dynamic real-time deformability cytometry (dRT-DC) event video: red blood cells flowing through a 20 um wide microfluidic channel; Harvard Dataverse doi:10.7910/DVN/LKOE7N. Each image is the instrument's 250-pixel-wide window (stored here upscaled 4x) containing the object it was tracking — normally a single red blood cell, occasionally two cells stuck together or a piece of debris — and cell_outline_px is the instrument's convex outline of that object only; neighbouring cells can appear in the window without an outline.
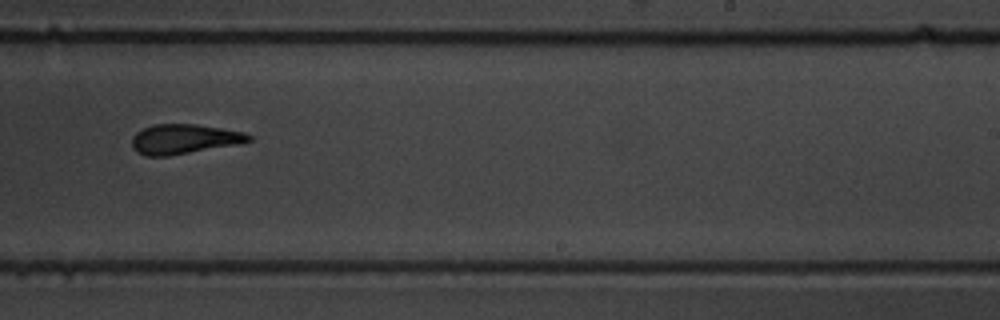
{"species": "common noctule bat (a hibernating species)", "species_latin": "Nyctalus noctula", "temperature_condition": "warm", "stored_images_in_passage": 11, "camera_frame_rate_fps": 3000, "um_per_image_px": 0.085, "animal": {"sex": "male", "body_mass_g": 19.5, "forearm_length_mm": 54.6}, "frame": {"image": 1, "passage_image": 10, "time_ms": 12.0, "image_size_px": [1000, 320], "cell_outline_px": [[252, 140], [236, 144], [168, 156], [148, 156], [136, 152], [132, 148], [132, 136], [136, 132], [152, 124], [196, 124], [244, 132], [252, 136]], "centroid_in_image_um": [15.6, 11.81], "position_along_channel_um": 273.4, "area_um2": 20.11}}
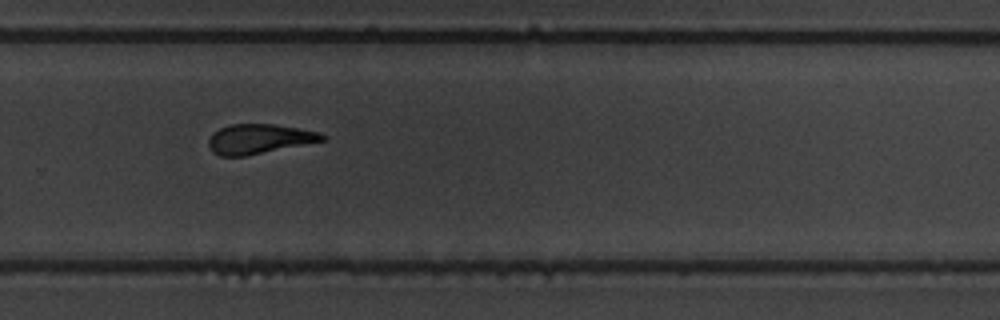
{"frame": {"image": 2, "passage_image": 11, "time_ms": 13.0, "image_size_px": [1000, 320], "cell_outline_px": [[328, 136], [324, 140], [244, 156], [220, 156], [212, 152], [208, 144], [208, 140], [220, 128], [232, 124], [272, 124], [296, 128], [316, 132]], "centroid_in_image_um": [21.99, 11.81], "position_along_channel_um": 307.8, "area_um2": 19.13}}